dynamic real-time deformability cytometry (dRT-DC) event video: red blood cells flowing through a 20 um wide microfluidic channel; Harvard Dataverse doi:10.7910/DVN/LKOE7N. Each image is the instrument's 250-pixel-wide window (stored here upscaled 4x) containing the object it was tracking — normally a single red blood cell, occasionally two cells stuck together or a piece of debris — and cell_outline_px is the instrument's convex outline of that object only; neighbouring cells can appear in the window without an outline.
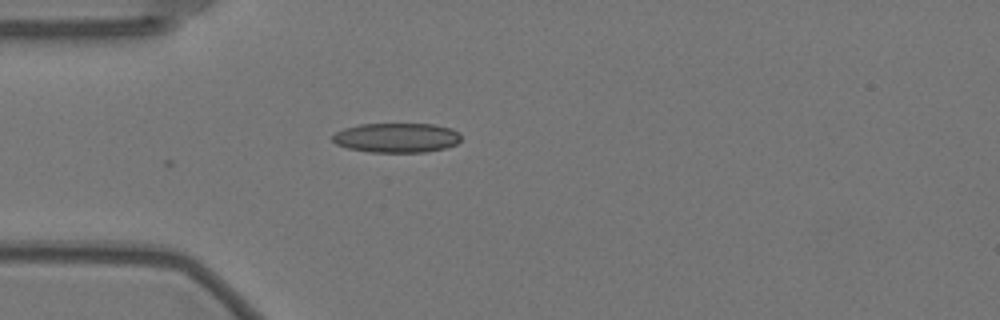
{"species": "Egyptian fruit bat (a non-hibernating species)", "species_latin": "Rousettus aegyptiacus", "temperature_condition": "warm", "stored_images_in_passage": 5, "camera_frame_rate_fps": 3000, "um_per_image_px": 0.085, "animal": {"sex": "female"}, "frame": {"image": 1, "passage_image": 1, "time_ms": 0.0, "image_size_px": [1000, 320], "cell_outline_px": [[460, 140], [456, 144], [444, 148], [424, 152], [372, 152], [348, 148], [336, 144], [332, 140], [332, 136], [336, 132], [344, 128], [360, 124], [432, 124], [452, 128], [460, 132]], "centroid_in_image_um": [33.72, 11.7], "position_along_channel_um": 51.3, "area_um2": 22.14}}
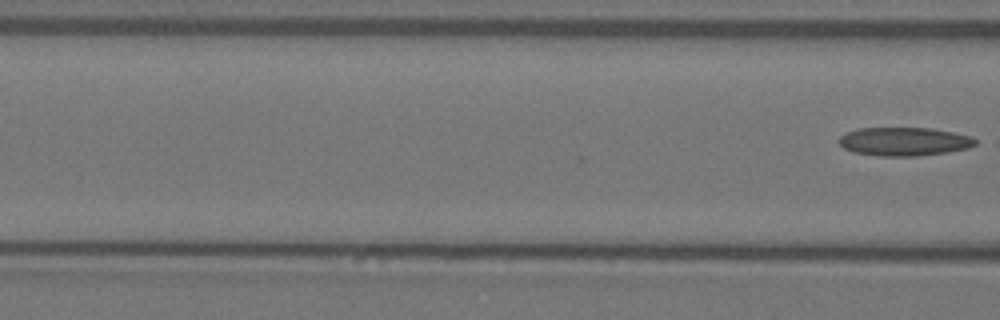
{"frame": {"image": 2, "passage_image": 5, "time_ms": 1.333, "image_size_px": [1000, 320], "cell_outline_px": [[980, 140], [976, 144], [968, 148], [948, 152], [916, 156], [880, 156], [852, 152], [844, 148], [836, 140], [840, 136], [856, 128], [932, 128], [972, 136]], "centroid_in_image_um": [76.86, 12.03], "position_along_channel_um": 89.7, "area_um2": 22.89}}